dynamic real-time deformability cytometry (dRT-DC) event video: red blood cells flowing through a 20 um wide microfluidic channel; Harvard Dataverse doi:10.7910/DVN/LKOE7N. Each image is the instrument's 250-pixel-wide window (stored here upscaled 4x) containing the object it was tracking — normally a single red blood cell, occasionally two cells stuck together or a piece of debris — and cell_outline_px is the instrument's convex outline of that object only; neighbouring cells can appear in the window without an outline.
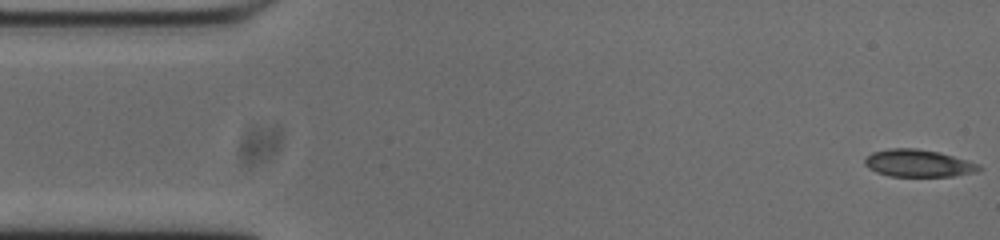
{"species": "common noctule bat (a hibernating species)", "species_latin": "Nyctalus noctula", "temperature_condition": "cold", "stored_images_in_passage": 53, "camera_frame_rate_fps": 3000, "um_per_image_px": 0.085, "animal": {"sex": "male", "body_mass_g": 20.0, "forearm_length_mm": 53.3}, "frame": {"image": 1, "passage_image": 1, "time_ms": 0.0, "image_size_px": [1000, 240], "cell_outline_px": [[984, 168], [976, 172], [952, 176], [888, 176], [876, 172], [868, 168], [864, 164], [864, 160], [872, 152], [892, 148], [916, 148], [940, 152], [980, 164]], "centroid_in_image_um": [78.07, 13.88], "position_along_channel_um": 6.9, "area_um2": 18.26}}
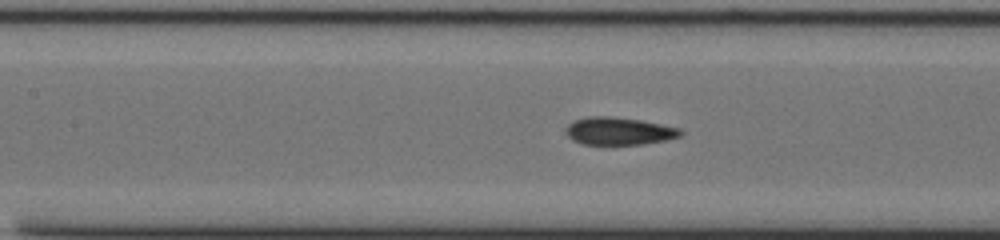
{"frame": {"image": 2, "passage_image": 22, "time_ms": 7.0, "image_size_px": [1000, 240], "cell_outline_px": [[684, 132], [680, 136], [664, 140], [640, 144], [584, 144], [572, 140], [564, 132], [564, 128], [568, 124], [576, 120], [588, 116], [608, 116], [640, 120], [680, 128]], "centroid_in_image_um": [52.57, 11.14], "position_along_channel_um": 154.8, "area_um2": 18.32}}
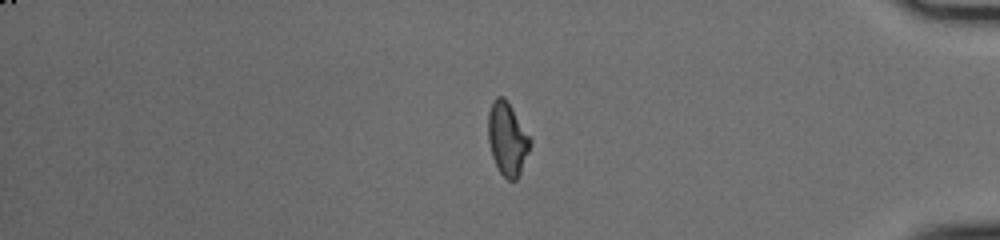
{"frame": {"image": 3, "passage_image": 44, "time_ms": 14.333, "image_size_px": [1000, 240], "cell_outline_px": [[532, 144], [520, 172], [516, 180], [508, 180], [500, 172], [492, 156], [488, 140], [488, 112], [492, 100], [496, 96], [504, 96], [508, 100], [532, 140]], "centroid_in_image_um": [43.12, 11.75], "position_along_channel_um": 392.1, "area_um2": 18.03}, "authors_computed_cell_mechanics": {"area_um2": 18.2648, "velocity_mm_per_s": 3.749, "shape_relaxation_time_tau1_ms": null, "shape_relaxation_time_tau2_ms": 2.9509, "deformation_change_tau1": null, "deformation_change_tau2": 0.0849}}